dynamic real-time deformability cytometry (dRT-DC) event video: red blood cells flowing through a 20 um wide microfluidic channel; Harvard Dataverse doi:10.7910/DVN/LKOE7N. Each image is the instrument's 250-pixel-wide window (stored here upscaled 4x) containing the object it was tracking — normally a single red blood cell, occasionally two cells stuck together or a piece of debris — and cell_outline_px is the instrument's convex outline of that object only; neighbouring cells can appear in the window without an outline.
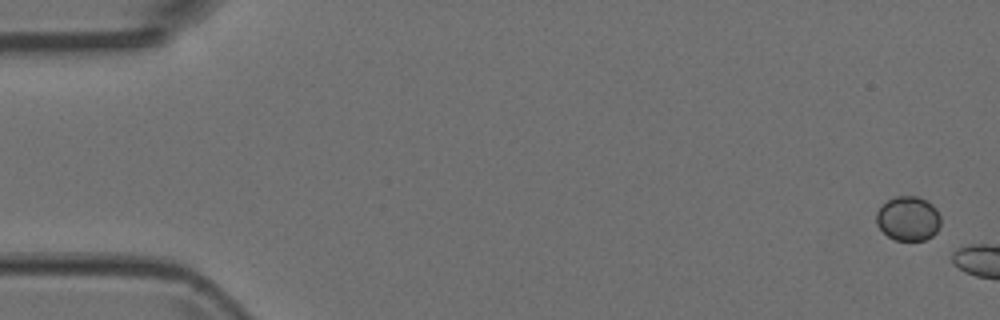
{"species": "Egyptian fruit bat (a non-hibernating species)", "species_latin": "Rousettus aegyptiacus", "temperature_condition": "room temperature", "stored_images_in_passage": 2, "camera_frame_rate_fps": 3000, "um_per_image_px": 0.085, "animal": {"sex": "female"}, "frame": {"image": 1, "passage_image": 1, "time_ms": 0.0, "image_size_px": [1000, 320], "cell_outline_px": [[940, 224], [936, 232], [932, 236], [924, 240], [896, 240], [888, 236], [876, 224], [876, 212], [888, 200], [896, 196], [916, 196], [932, 204], [936, 208], [940, 216]], "centroid_in_image_um": [77.2, 18.58], "position_along_channel_um": 7.8, "area_um2": 16.53}}